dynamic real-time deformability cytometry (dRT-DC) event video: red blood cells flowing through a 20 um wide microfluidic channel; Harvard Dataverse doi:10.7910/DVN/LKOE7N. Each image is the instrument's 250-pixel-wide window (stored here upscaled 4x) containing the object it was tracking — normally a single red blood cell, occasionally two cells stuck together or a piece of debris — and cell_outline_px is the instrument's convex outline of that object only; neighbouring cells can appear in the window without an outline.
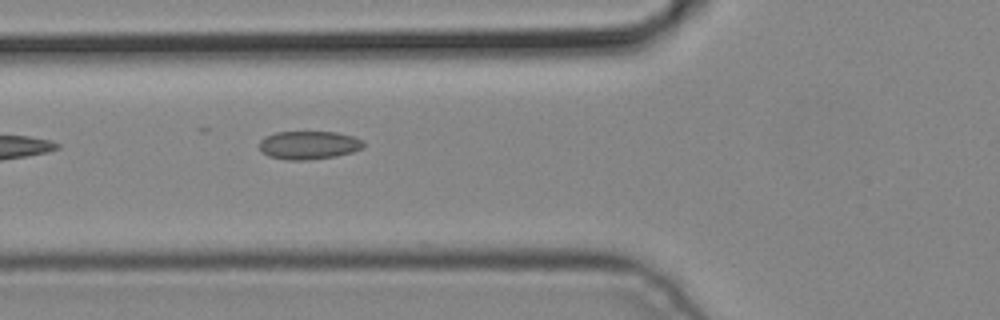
{"species": "common noctule bat (a hibernating species)", "species_latin": "Nyctalus noctula", "temperature_condition": "cold", "stored_images_in_passage": 2, "camera_frame_rate_fps": 3000, "um_per_image_px": 0.085, "animal": {"sex": "male", "body_mass_g": 19.2, "forearm_length_mm": 51.8}, "frame": {"image": 1, "passage_image": 2, "time_ms": 0.333, "image_size_px": [1000, 320], "cell_outline_px": [[364, 148], [352, 152], [336, 156], [308, 160], [288, 160], [268, 156], [260, 148], [260, 140], [264, 136], [276, 132], [336, 132], [352, 136], [364, 140]], "centroid_in_image_um": [26.27, 12.33], "position_along_channel_um": 99.5, "area_um2": 17.22}}